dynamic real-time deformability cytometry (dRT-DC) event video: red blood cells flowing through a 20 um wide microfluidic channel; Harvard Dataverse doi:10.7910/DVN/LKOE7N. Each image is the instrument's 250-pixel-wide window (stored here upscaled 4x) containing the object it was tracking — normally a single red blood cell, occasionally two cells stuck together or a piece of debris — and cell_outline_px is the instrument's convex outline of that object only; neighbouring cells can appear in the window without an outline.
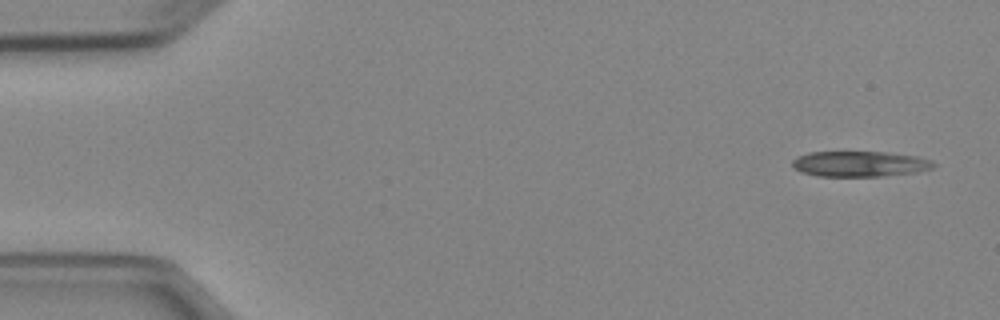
{"species": "Egyptian fruit bat (a non-hibernating species)", "species_latin": "Rousettus aegyptiacus", "temperature_condition": "cold", "stored_images_in_passage": 4, "camera_frame_rate_fps": 3000, "um_per_image_px": 0.085, "animal": {"sex": "female"}, "frame": {"image": 1, "passage_image": 1, "time_ms": 0.0, "image_size_px": [1000, 320], "cell_outline_px": [[936, 164], [932, 168], [916, 172], [880, 176], [816, 176], [800, 172], [792, 168], [792, 160], [796, 156], [808, 152], [884, 152], [916, 156], [932, 160]], "centroid_in_image_um": [73.02, 13.93], "position_along_channel_um": 12.0, "area_um2": 21.1}}
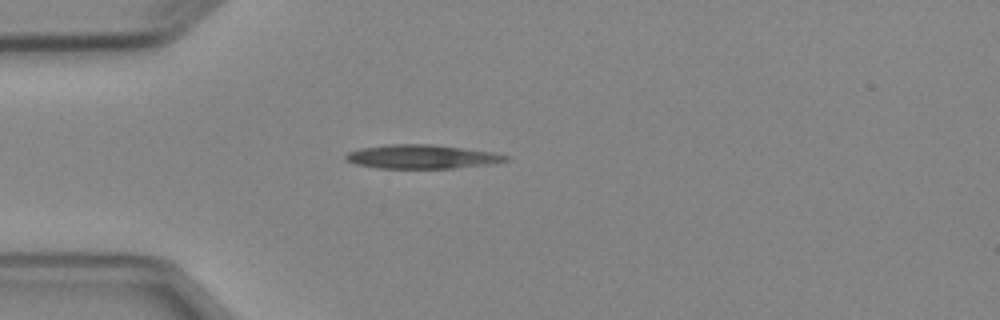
{"frame": {"image": 2, "passage_image": 4, "time_ms": 3.667, "image_size_px": [1000, 320], "cell_outline_px": [[508, 160], [488, 164], [452, 168], [380, 168], [356, 164], [348, 160], [344, 156], [348, 152], [360, 148], [384, 144], [432, 144], [492, 152], [508, 156]], "centroid_in_image_um": [35.81, 13.31], "position_along_channel_um": 49.2, "area_um2": 22.02}}